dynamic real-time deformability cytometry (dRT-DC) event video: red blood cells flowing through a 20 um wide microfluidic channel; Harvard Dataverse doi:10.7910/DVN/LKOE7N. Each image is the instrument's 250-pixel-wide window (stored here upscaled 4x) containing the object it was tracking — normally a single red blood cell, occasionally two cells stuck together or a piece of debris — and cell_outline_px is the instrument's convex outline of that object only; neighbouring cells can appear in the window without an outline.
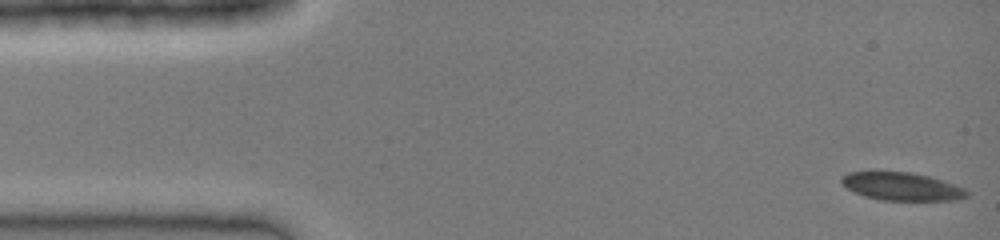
{"species": "common noctule bat (a hibernating species)", "species_latin": "Nyctalus noctula", "temperature_condition": "cold", "stored_images_in_passage": 40, "camera_frame_rate_fps": 3000, "um_per_image_px": 0.085, "animal": {"sex": "female", "body_mass_g": 19.0, "forearm_length_mm": 51.5}, "frame": {"image": 1, "passage_image": 1, "time_ms": 0.0, "image_size_px": [1000, 240], "cell_outline_px": [[968, 196], [960, 200], [880, 200], [864, 196], [848, 188], [840, 180], [840, 176], [848, 172], [912, 172], [928, 176], [964, 188], [968, 192]], "centroid_in_image_um": [76.65, 15.85], "position_along_channel_um": 8.4, "area_um2": 20.23}}
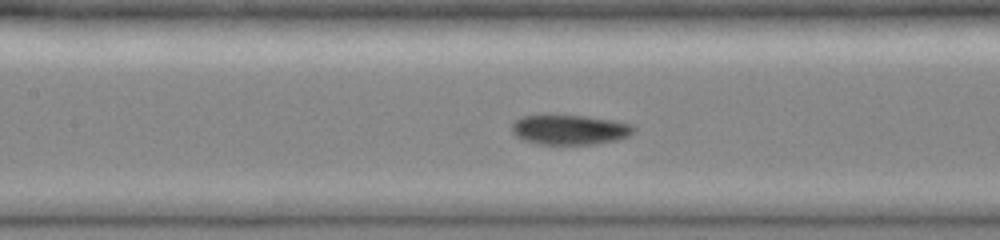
{"frame": {"image": 2, "passage_image": 18, "time_ms": 5.667, "image_size_px": [1000, 240], "cell_outline_px": [[636, 128], [628, 136], [616, 140], [592, 144], [540, 144], [524, 140], [516, 136], [512, 132], [512, 124], [516, 120], [524, 116], [584, 116], [612, 120], [632, 124]], "centroid_in_image_um": [48.44, 11.03], "position_along_channel_um": 159.0, "area_um2": 20.81}}
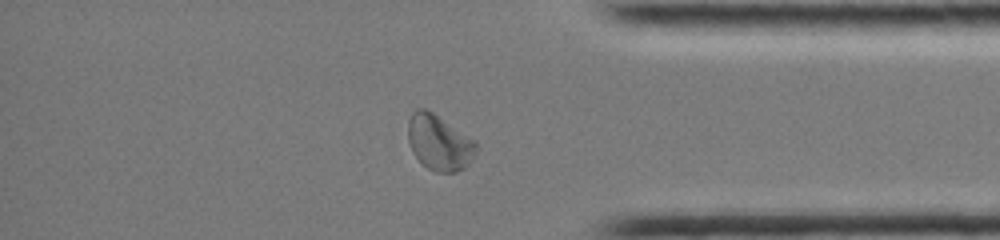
{"frame": {"image": 3, "passage_image": 34, "time_ms": 11.0, "image_size_px": [1000, 240], "cell_outline_px": [[476, 152], [468, 164], [464, 168], [456, 172], [436, 172], [428, 168], [412, 152], [408, 140], [408, 120], [412, 112], [420, 108], [424, 108], [432, 112], [476, 140]], "centroid_in_image_um": [37.33, 12.11], "position_along_channel_um": 397.9, "area_um2": 21.91}}